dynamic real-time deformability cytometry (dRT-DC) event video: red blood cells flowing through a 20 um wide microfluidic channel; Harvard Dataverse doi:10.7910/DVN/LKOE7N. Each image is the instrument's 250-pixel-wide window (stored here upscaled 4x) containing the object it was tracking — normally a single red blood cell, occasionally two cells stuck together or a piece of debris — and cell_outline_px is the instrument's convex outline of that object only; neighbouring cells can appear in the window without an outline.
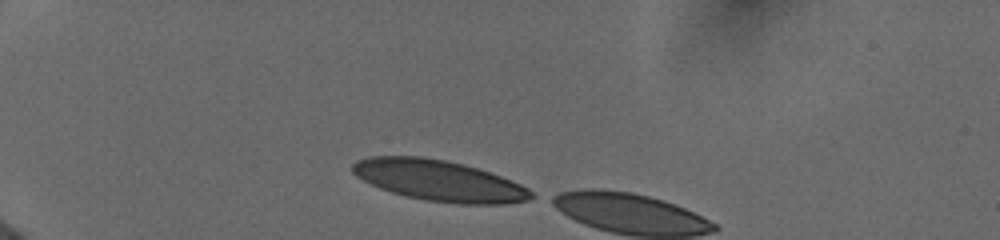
{"species": "human", "species_latin": "Homo sapiens", "temperature_condition": "cold", "stored_images_in_passage": 5, "camera_frame_rate_fps": 3000, "um_per_image_px": 0.085, "donor": {"sex": "female"}, "frame": {"image": 1, "passage_image": 1, "time_ms": 0.0, "image_size_px": [1000, 240], "cell_outline_px": [[536, 196], [528, 200], [508, 204], [460, 204], [424, 200], [404, 196], [380, 188], [356, 176], [352, 172], [352, 164], [356, 160], [368, 156], [420, 156], [444, 160], [476, 168], [512, 180], [528, 188]], "centroid_in_image_um": [37.31, 15.36], "position_along_channel_um": 47.7, "area_um2": 42.48}}